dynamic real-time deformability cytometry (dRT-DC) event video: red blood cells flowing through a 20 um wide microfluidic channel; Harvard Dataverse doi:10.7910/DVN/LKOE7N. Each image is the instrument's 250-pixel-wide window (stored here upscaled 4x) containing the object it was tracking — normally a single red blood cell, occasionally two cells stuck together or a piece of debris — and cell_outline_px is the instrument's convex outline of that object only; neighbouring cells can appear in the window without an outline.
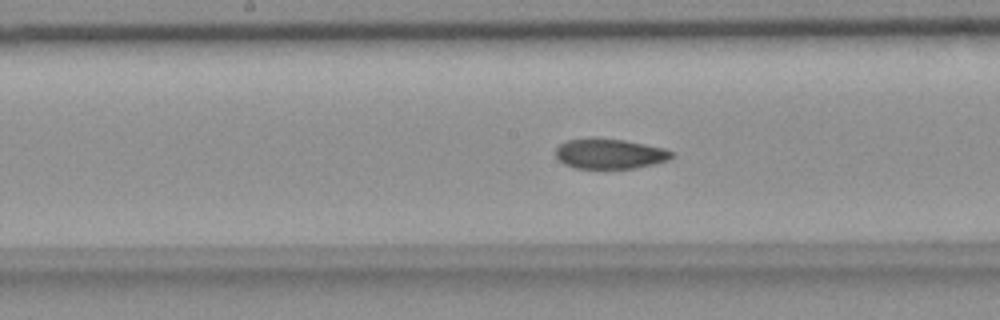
{"species": "common noctule bat (a hibernating species)", "species_latin": "Nyctalus noctula", "temperature_condition": "room temperature", "stored_images_in_passage": 55, "camera_frame_rate_fps": 3000, "um_per_image_px": 0.085, "animal": {"sex": "female", "body_mass_g": 18.4}, "frame": {"image": 1, "passage_image": 27, "time_ms": 8.667, "image_size_px": [1000, 320], "cell_outline_px": [[672, 156], [668, 160], [636, 168], [576, 168], [564, 164], [556, 156], [556, 148], [560, 144], [568, 140], [592, 136], [624, 140], [664, 148], [672, 152]], "centroid_in_image_um": [51.79, 13.05], "position_along_channel_um": 196.4, "area_um2": 20.4}}
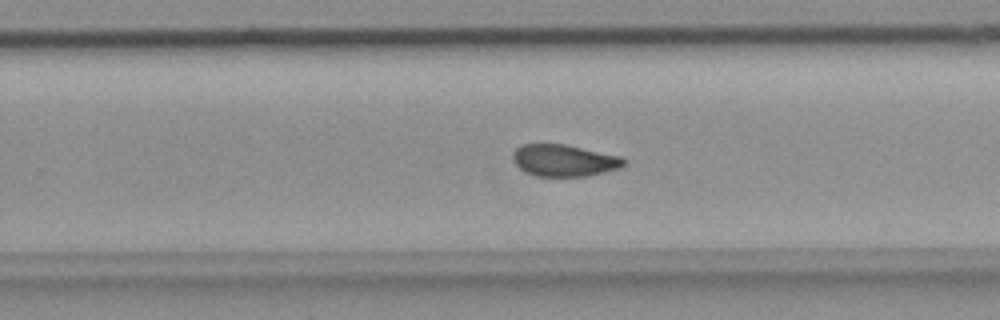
{"frame": {"image": 2, "passage_image": 34, "time_ms": 11.0, "image_size_px": [1000, 320], "cell_outline_px": [[624, 164], [616, 168], [604, 172], [588, 176], [536, 176], [520, 168], [512, 160], [512, 152], [516, 148], [524, 144], [564, 144], [620, 156], [624, 160]], "centroid_in_image_um": [47.9, 13.63], "position_along_channel_um": 281.9, "area_um2": 20.29}}
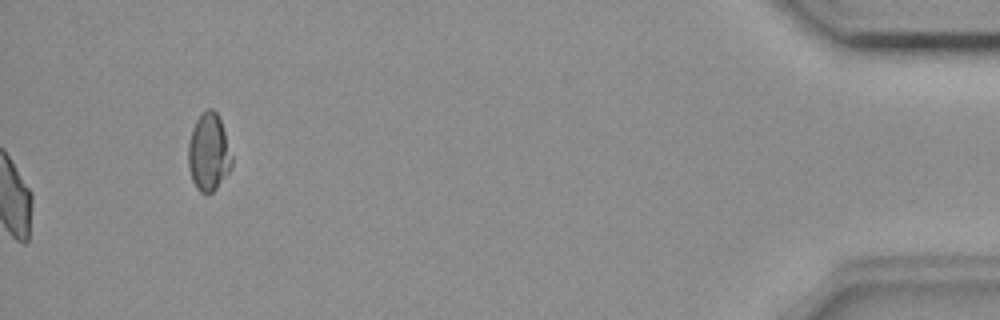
{"frame": {"image": 3, "passage_image": 55, "time_ms": 18.0, "image_size_px": [1000, 320], "cell_outline_px": [[232, 168], [216, 188], [212, 192], [200, 192], [196, 188], [192, 180], [188, 168], [188, 144], [192, 128], [200, 112], [208, 108], [212, 108], [216, 112], [220, 120], [232, 156]], "centroid_in_image_um": [17.72, 12.93], "position_along_channel_um": 417.5, "area_um2": 19.71}, "authors_computed_cell_mechanics": {"area_um2": 21.2704, "velocity_mm_per_s": 3.6725, "shape_relaxation_time_tau1_ms": null, "shape_relaxation_time_tau2_ms": 3.5031, "deformation_change_tau1": null, "deformation_change_tau2": 0.0794}}